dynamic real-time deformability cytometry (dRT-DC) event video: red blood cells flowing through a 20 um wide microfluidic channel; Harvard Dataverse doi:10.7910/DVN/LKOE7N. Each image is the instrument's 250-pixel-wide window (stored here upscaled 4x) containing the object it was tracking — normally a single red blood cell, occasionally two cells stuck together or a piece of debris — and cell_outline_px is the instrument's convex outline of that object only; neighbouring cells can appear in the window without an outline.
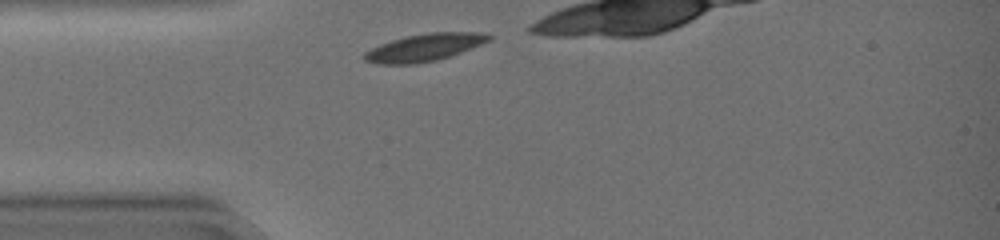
{"species": "common noctule bat (a hibernating species)", "species_latin": "Nyctalus noctula", "temperature_condition": "warm", "stored_images_in_passage": 8, "camera_frame_rate_fps": 3000, "um_per_image_px": 0.085, "animal": {"sex": "female", "body_mass_g": 19.0, "forearm_length_mm": 51.5}, "frame": {"image": 1, "passage_image": 1, "time_ms": 0.0, "image_size_px": [1000, 240], "cell_outline_px": [[492, 36], [488, 40], [480, 44], [448, 56], [436, 60], [408, 64], [380, 64], [364, 60], [364, 52], [380, 44], [392, 40], [408, 36], [428, 32], [476, 32]], "centroid_in_image_um": [36.01, 4.03], "position_along_channel_um": 49.0, "area_um2": 19.25}}